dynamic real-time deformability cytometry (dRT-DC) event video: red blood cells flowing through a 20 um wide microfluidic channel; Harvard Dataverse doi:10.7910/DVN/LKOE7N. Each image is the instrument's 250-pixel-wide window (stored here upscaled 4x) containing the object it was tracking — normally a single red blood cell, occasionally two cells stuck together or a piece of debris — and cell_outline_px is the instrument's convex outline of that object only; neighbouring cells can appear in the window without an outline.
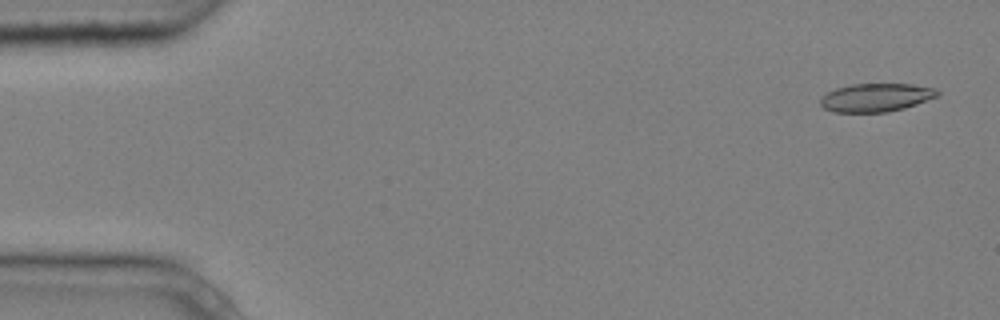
{"species": "common noctule bat (a hibernating species)", "species_latin": "Nyctalus noctula", "temperature_condition": "cold", "stored_images_in_passage": 6, "camera_frame_rate_fps": 3000, "um_per_image_px": 0.085, "animal": {"sex": "male", "body_mass_g": 20.4}, "frame": {"image": 1, "passage_image": 1, "time_ms": 0.0, "image_size_px": [1000, 320], "cell_outline_px": [[940, 96], [904, 108], [888, 112], [832, 112], [824, 108], [820, 104], [820, 100], [828, 92], [836, 88], [852, 84], [912, 84], [936, 88], [940, 92]], "centroid_in_image_um": [74.5, 8.29], "position_along_channel_um": 10.5, "area_um2": 19.36}}
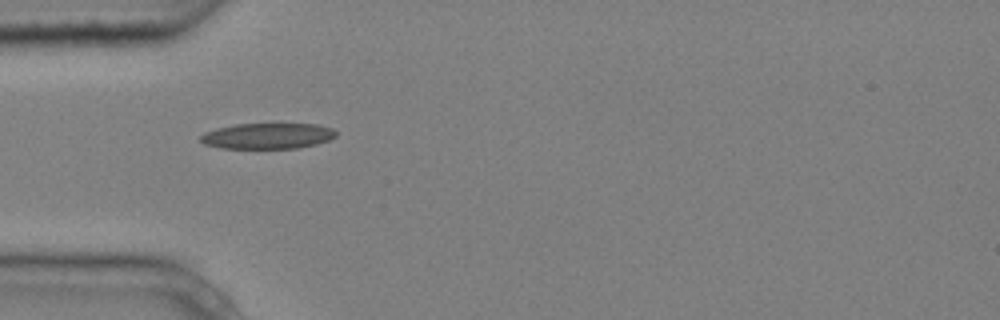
{"frame": {"image": 2, "passage_image": 5, "time_ms": 1.333, "image_size_px": [1000, 320], "cell_outline_px": [[336, 136], [328, 140], [316, 144], [300, 148], [220, 148], [204, 144], [200, 140], [200, 136], [204, 132], [216, 128], [236, 124], [316, 124], [332, 128], [336, 132]], "centroid_in_image_um": [22.73, 11.55], "position_along_channel_um": 62.3, "area_um2": 20.35}}
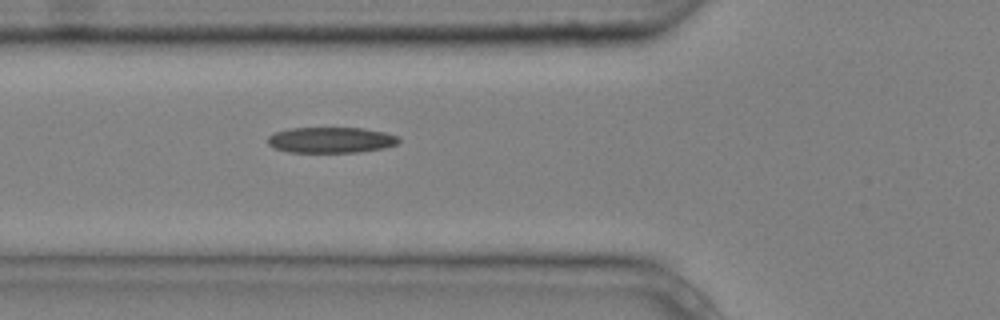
{"frame": {"image": 3, "passage_image": 6, "time_ms": 1.667, "image_size_px": [1000, 320], "cell_outline_px": [[400, 140], [396, 144], [384, 148], [356, 152], [288, 152], [272, 148], [268, 144], [268, 136], [276, 132], [288, 128], [364, 128], [384, 132], [396, 136]], "centroid_in_image_um": [28.09, 11.9], "position_along_channel_um": 97.7, "area_um2": 19.65}}